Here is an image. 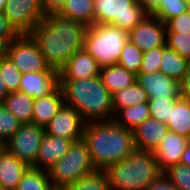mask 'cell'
Listing matches in <instances>:
<instances>
[{
    "label": "cell",
    "mask_w": 190,
    "mask_h": 190,
    "mask_svg": "<svg viewBox=\"0 0 190 190\" xmlns=\"http://www.w3.org/2000/svg\"><path fill=\"white\" fill-rule=\"evenodd\" d=\"M87 27L59 13H50L30 32L47 64L59 72L77 51L84 48Z\"/></svg>",
    "instance_id": "6da1fadb"
},
{
    "label": "cell",
    "mask_w": 190,
    "mask_h": 190,
    "mask_svg": "<svg viewBox=\"0 0 190 190\" xmlns=\"http://www.w3.org/2000/svg\"><path fill=\"white\" fill-rule=\"evenodd\" d=\"M83 140L88 145L96 170H106L136 150L133 130L118 125L114 120L87 122Z\"/></svg>",
    "instance_id": "7a4b0ae2"
},
{
    "label": "cell",
    "mask_w": 190,
    "mask_h": 190,
    "mask_svg": "<svg viewBox=\"0 0 190 190\" xmlns=\"http://www.w3.org/2000/svg\"><path fill=\"white\" fill-rule=\"evenodd\" d=\"M65 105L74 108L85 122L112 121V94L100 75L79 80H59Z\"/></svg>",
    "instance_id": "3957f363"
},
{
    "label": "cell",
    "mask_w": 190,
    "mask_h": 190,
    "mask_svg": "<svg viewBox=\"0 0 190 190\" xmlns=\"http://www.w3.org/2000/svg\"><path fill=\"white\" fill-rule=\"evenodd\" d=\"M111 190H145L163 172L153 152L135 150L105 170Z\"/></svg>",
    "instance_id": "277c9868"
},
{
    "label": "cell",
    "mask_w": 190,
    "mask_h": 190,
    "mask_svg": "<svg viewBox=\"0 0 190 190\" xmlns=\"http://www.w3.org/2000/svg\"><path fill=\"white\" fill-rule=\"evenodd\" d=\"M127 42V31L112 24H93L87 27L84 48L101 68L117 64Z\"/></svg>",
    "instance_id": "5b68a950"
},
{
    "label": "cell",
    "mask_w": 190,
    "mask_h": 190,
    "mask_svg": "<svg viewBox=\"0 0 190 190\" xmlns=\"http://www.w3.org/2000/svg\"><path fill=\"white\" fill-rule=\"evenodd\" d=\"M96 171L87 143L81 139L73 142L68 153L47 171L56 190L73 184Z\"/></svg>",
    "instance_id": "8992f818"
},
{
    "label": "cell",
    "mask_w": 190,
    "mask_h": 190,
    "mask_svg": "<svg viewBox=\"0 0 190 190\" xmlns=\"http://www.w3.org/2000/svg\"><path fill=\"white\" fill-rule=\"evenodd\" d=\"M94 10L95 24H112L127 32L148 16L136 0H94Z\"/></svg>",
    "instance_id": "52a82bcc"
},
{
    "label": "cell",
    "mask_w": 190,
    "mask_h": 190,
    "mask_svg": "<svg viewBox=\"0 0 190 190\" xmlns=\"http://www.w3.org/2000/svg\"><path fill=\"white\" fill-rule=\"evenodd\" d=\"M8 57L22 74L28 72H57L47 64L38 44L30 34L18 35L10 43Z\"/></svg>",
    "instance_id": "ba28073f"
},
{
    "label": "cell",
    "mask_w": 190,
    "mask_h": 190,
    "mask_svg": "<svg viewBox=\"0 0 190 190\" xmlns=\"http://www.w3.org/2000/svg\"><path fill=\"white\" fill-rule=\"evenodd\" d=\"M44 134L45 128L34 123L21 124L4 148L27 166L34 167Z\"/></svg>",
    "instance_id": "9c48e42d"
},
{
    "label": "cell",
    "mask_w": 190,
    "mask_h": 190,
    "mask_svg": "<svg viewBox=\"0 0 190 190\" xmlns=\"http://www.w3.org/2000/svg\"><path fill=\"white\" fill-rule=\"evenodd\" d=\"M3 13L19 35L30 34L45 17L40 0H7Z\"/></svg>",
    "instance_id": "30bf717a"
},
{
    "label": "cell",
    "mask_w": 190,
    "mask_h": 190,
    "mask_svg": "<svg viewBox=\"0 0 190 190\" xmlns=\"http://www.w3.org/2000/svg\"><path fill=\"white\" fill-rule=\"evenodd\" d=\"M166 24L155 16H148L131 31L128 40L143 53L159 46H166Z\"/></svg>",
    "instance_id": "8fae6325"
},
{
    "label": "cell",
    "mask_w": 190,
    "mask_h": 190,
    "mask_svg": "<svg viewBox=\"0 0 190 190\" xmlns=\"http://www.w3.org/2000/svg\"><path fill=\"white\" fill-rule=\"evenodd\" d=\"M85 124L74 108L64 104L45 127V133L76 142L83 139Z\"/></svg>",
    "instance_id": "7c38bea8"
},
{
    "label": "cell",
    "mask_w": 190,
    "mask_h": 190,
    "mask_svg": "<svg viewBox=\"0 0 190 190\" xmlns=\"http://www.w3.org/2000/svg\"><path fill=\"white\" fill-rule=\"evenodd\" d=\"M136 81L146 91L148 98L181 97L180 82L163 74L161 71L139 73Z\"/></svg>",
    "instance_id": "4fadbf2b"
},
{
    "label": "cell",
    "mask_w": 190,
    "mask_h": 190,
    "mask_svg": "<svg viewBox=\"0 0 190 190\" xmlns=\"http://www.w3.org/2000/svg\"><path fill=\"white\" fill-rule=\"evenodd\" d=\"M190 139L178 133L168 131L161 143L153 151L159 169L164 172L180 163L183 151Z\"/></svg>",
    "instance_id": "5bb4252c"
},
{
    "label": "cell",
    "mask_w": 190,
    "mask_h": 190,
    "mask_svg": "<svg viewBox=\"0 0 190 190\" xmlns=\"http://www.w3.org/2000/svg\"><path fill=\"white\" fill-rule=\"evenodd\" d=\"M100 67L96 60L83 48L75 52L59 71V80H79L96 77Z\"/></svg>",
    "instance_id": "9a60e30c"
},
{
    "label": "cell",
    "mask_w": 190,
    "mask_h": 190,
    "mask_svg": "<svg viewBox=\"0 0 190 190\" xmlns=\"http://www.w3.org/2000/svg\"><path fill=\"white\" fill-rule=\"evenodd\" d=\"M168 131L167 124L151 117L146 119L142 124L133 129L136 150L153 152Z\"/></svg>",
    "instance_id": "2e32d148"
},
{
    "label": "cell",
    "mask_w": 190,
    "mask_h": 190,
    "mask_svg": "<svg viewBox=\"0 0 190 190\" xmlns=\"http://www.w3.org/2000/svg\"><path fill=\"white\" fill-rule=\"evenodd\" d=\"M73 140H67L56 136L44 134L34 168L48 171L57 161L64 157Z\"/></svg>",
    "instance_id": "e0dca14e"
},
{
    "label": "cell",
    "mask_w": 190,
    "mask_h": 190,
    "mask_svg": "<svg viewBox=\"0 0 190 190\" xmlns=\"http://www.w3.org/2000/svg\"><path fill=\"white\" fill-rule=\"evenodd\" d=\"M59 85V72H28L22 74L19 91L34 99L46 96Z\"/></svg>",
    "instance_id": "ac0fdd59"
},
{
    "label": "cell",
    "mask_w": 190,
    "mask_h": 190,
    "mask_svg": "<svg viewBox=\"0 0 190 190\" xmlns=\"http://www.w3.org/2000/svg\"><path fill=\"white\" fill-rule=\"evenodd\" d=\"M64 104L63 91L58 85L48 95L34 99L32 123L45 128Z\"/></svg>",
    "instance_id": "d6986e66"
},
{
    "label": "cell",
    "mask_w": 190,
    "mask_h": 190,
    "mask_svg": "<svg viewBox=\"0 0 190 190\" xmlns=\"http://www.w3.org/2000/svg\"><path fill=\"white\" fill-rule=\"evenodd\" d=\"M29 168L5 148L0 151V186L15 190Z\"/></svg>",
    "instance_id": "ffe728a7"
},
{
    "label": "cell",
    "mask_w": 190,
    "mask_h": 190,
    "mask_svg": "<svg viewBox=\"0 0 190 190\" xmlns=\"http://www.w3.org/2000/svg\"><path fill=\"white\" fill-rule=\"evenodd\" d=\"M99 75L103 85L111 94L131 86L137 79V75L119 64L101 67Z\"/></svg>",
    "instance_id": "44dd1931"
},
{
    "label": "cell",
    "mask_w": 190,
    "mask_h": 190,
    "mask_svg": "<svg viewBox=\"0 0 190 190\" xmlns=\"http://www.w3.org/2000/svg\"><path fill=\"white\" fill-rule=\"evenodd\" d=\"M34 98L20 92L9 93L3 100V105L10 111L22 124L32 123Z\"/></svg>",
    "instance_id": "7402d4cb"
},
{
    "label": "cell",
    "mask_w": 190,
    "mask_h": 190,
    "mask_svg": "<svg viewBox=\"0 0 190 190\" xmlns=\"http://www.w3.org/2000/svg\"><path fill=\"white\" fill-rule=\"evenodd\" d=\"M58 13L79 21L86 27L95 24L94 0H66Z\"/></svg>",
    "instance_id": "603a6c76"
},
{
    "label": "cell",
    "mask_w": 190,
    "mask_h": 190,
    "mask_svg": "<svg viewBox=\"0 0 190 190\" xmlns=\"http://www.w3.org/2000/svg\"><path fill=\"white\" fill-rule=\"evenodd\" d=\"M169 131L178 133L190 139V102L179 97L171 107V114L167 123Z\"/></svg>",
    "instance_id": "cb8c5ba5"
},
{
    "label": "cell",
    "mask_w": 190,
    "mask_h": 190,
    "mask_svg": "<svg viewBox=\"0 0 190 190\" xmlns=\"http://www.w3.org/2000/svg\"><path fill=\"white\" fill-rule=\"evenodd\" d=\"M146 91L136 81L131 86L121 89L112 94V106L114 115L121 109L139 103L148 102Z\"/></svg>",
    "instance_id": "d4e9b609"
},
{
    "label": "cell",
    "mask_w": 190,
    "mask_h": 190,
    "mask_svg": "<svg viewBox=\"0 0 190 190\" xmlns=\"http://www.w3.org/2000/svg\"><path fill=\"white\" fill-rule=\"evenodd\" d=\"M148 118H150V110L148 102H145L119 110L113 120L118 125L133 130Z\"/></svg>",
    "instance_id": "484cf974"
},
{
    "label": "cell",
    "mask_w": 190,
    "mask_h": 190,
    "mask_svg": "<svg viewBox=\"0 0 190 190\" xmlns=\"http://www.w3.org/2000/svg\"><path fill=\"white\" fill-rule=\"evenodd\" d=\"M189 61L174 50L166 47L163 50L159 71L179 82L184 78Z\"/></svg>",
    "instance_id": "4316f807"
},
{
    "label": "cell",
    "mask_w": 190,
    "mask_h": 190,
    "mask_svg": "<svg viewBox=\"0 0 190 190\" xmlns=\"http://www.w3.org/2000/svg\"><path fill=\"white\" fill-rule=\"evenodd\" d=\"M15 190H56L46 170L29 167Z\"/></svg>",
    "instance_id": "83f0119b"
},
{
    "label": "cell",
    "mask_w": 190,
    "mask_h": 190,
    "mask_svg": "<svg viewBox=\"0 0 190 190\" xmlns=\"http://www.w3.org/2000/svg\"><path fill=\"white\" fill-rule=\"evenodd\" d=\"M61 190H111L105 170H96Z\"/></svg>",
    "instance_id": "f1b7e54d"
},
{
    "label": "cell",
    "mask_w": 190,
    "mask_h": 190,
    "mask_svg": "<svg viewBox=\"0 0 190 190\" xmlns=\"http://www.w3.org/2000/svg\"><path fill=\"white\" fill-rule=\"evenodd\" d=\"M144 53L138 49L129 40L121 50L120 58L117 64L121 65L128 71L138 75L141 68V63Z\"/></svg>",
    "instance_id": "f546056e"
},
{
    "label": "cell",
    "mask_w": 190,
    "mask_h": 190,
    "mask_svg": "<svg viewBox=\"0 0 190 190\" xmlns=\"http://www.w3.org/2000/svg\"><path fill=\"white\" fill-rule=\"evenodd\" d=\"M0 72L7 92L19 91L22 73L9 57L0 60Z\"/></svg>",
    "instance_id": "4dcf8cb0"
},
{
    "label": "cell",
    "mask_w": 190,
    "mask_h": 190,
    "mask_svg": "<svg viewBox=\"0 0 190 190\" xmlns=\"http://www.w3.org/2000/svg\"><path fill=\"white\" fill-rule=\"evenodd\" d=\"M177 99L178 98H149L150 117L167 124L171 114V107H173Z\"/></svg>",
    "instance_id": "1f68e13d"
},
{
    "label": "cell",
    "mask_w": 190,
    "mask_h": 190,
    "mask_svg": "<svg viewBox=\"0 0 190 190\" xmlns=\"http://www.w3.org/2000/svg\"><path fill=\"white\" fill-rule=\"evenodd\" d=\"M186 11L187 0H164L151 15L166 23L169 19Z\"/></svg>",
    "instance_id": "d6a6232c"
},
{
    "label": "cell",
    "mask_w": 190,
    "mask_h": 190,
    "mask_svg": "<svg viewBox=\"0 0 190 190\" xmlns=\"http://www.w3.org/2000/svg\"><path fill=\"white\" fill-rule=\"evenodd\" d=\"M21 122L0 103V142L4 145L20 128Z\"/></svg>",
    "instance_id": "836d02e7"
},
{
    "label": "cell",
    "mask_w": 190,
    "mask_h": 190,
    "mask_svg": "<svg viewBox=\"0 0 190 190\" xmlns=\"http://www.w3.org/2000/svg\"><path fill=\"white\" fill-rule=\"evenodd\" d=\"M163 174L178 190H190V167L179 163L169 167Z\"/></svg>",
    "instance_id": "e575fe53"
},
{
    "label": "cell",
    "mask_w": 190,
    "mask_h": 190,
    "mask_svg": "<svg viewBox=\"0 0 190 190\" xmlns=\"http://www.w3.org/2000/svg\"><path fill=\"white\" fill-rule=\"evenodd\" d=\"M166 46L190 61V33H166Z\"/></svg>",
    "instance_id": "d590c367"
},
{
    "label": "cell",
    "mask_w": 190,
    "mask_h": 190,
    "mask_svg": "<svg viewBox=\"0 0 190 190\" xmlns=\"http://www.w3.org/2000/svg\"><path fill=\"white\" fill-rule=\"evenodd\" d=\"M167 46H159L145 52L143 55L139 73H150L159 71L163 50Z\"/></svg>",
    "instance_id": "8d00e7d4"
},
{
    "label": "cell",
    "mask_w": 190,
    "mask_h": 190,
    "mask_svg": "<svg viewBox=\"0 0 190 190\" xmlns=\"http://www.w3.org/2000/svg\"><path fill=\"white\" fill-rule=\"evenodd\" d=\"M166 33H190V13H181L169 19L166 23Z\"/></svg>",
    "instance_id": "74e56055"
},
{
    "label": "cell",
    "mask_w": 190,
    "mask_h": 190,
    "mask_svg": "<svg viewBox=\"0 0 190 190\" xmlns=\"http://www.w3.org/2000/svg\"><path fill=\"white\" fill-rule=\"evenodd\" d=\"M18 35L15 29L10 25L3 11H0V37L4 39H15Z\"/></svg>",
    "instance_id": "f35d334b"
},
{
    "label": "cell",
    "mask_w": 190,
    "mask_h": 190,
    "mask_svg": "<svg viewBox=\"0 0 190 190\" xmlns=\"http://www.w3.org/2000/svg\"><path fill=\"white\" fill-rule=\"evenodd\" d=\"M145 190H178L176 186L162 173L151 182Z\"/></svg>",
    "instance_id": "ab89813d"
},
{
    "label": "cell",
    "mask_w": 190,
    "mask_h": 190,
    "mask_svg": "<svg viewBox=\"0 0 190 190\" xmlns=\"http://www.w3.org/2000/svg\"><path fill=\"white\" fill-rule=\"evenodd\" d=\"M66 0H40L44 15L58 13Z\"/></svg>",
    "instance_id": "60d3db41"
},
{
    "label": "cell",
    "mask_w": 190,
    "mask_h": 190,
    "mask_svg": "<svg viewBox=\"0 0 190 190\" xmlns=\"http://www.w3.org/2000/svg\"><path fill=\"white\" fill-rule=\"evenodd\" d=\"M180 86L181 96L190 102V61L184 74V78L180 82Z\"/></svg>",
    "instance_id": "b9f144b4"
},
{
    "label": "cell",
    "mask_w": 190,
    "mask_h": 190,
    "mask_svg": "<svg viewBox=\"0 0 190 190\" xmlns=\"http://www.w3.org/2000/svg\"><path fill=\"white\" fill-rule=\"evenodd\" d=\"M136 2L148 13L152 14L164 0H136Z\"/></svg>",
    "instance_id": "7bdbcfd3"
},
{
    "label": "cell",
    "mask_w": 190,
    "mask_h": 190,
    "mask_svg": "<svg viewBox=\"0 0 190 190\" xmlns=\"http://www.w3.org/2000/svg\"><path fill=\"white\" fill-rule=\"evenodd\" d=\"M13 40L14 39H4L0 37V60L8 57L9 45Z\"/></svg>",
    "instance_id": "ee69618b"
},
{
    "label": "cell",
    "mask_w": 190,
    "mask_h": 190,
    "mask_svg": "<svg viewBox=\"0 0 190 190\" xmlns=\"http://www.w3.org/2000/svg\"><path fill=\"white\" fill-rule=\"evenodd\" d=\"M181 164H184L188 167H190V141L189 143L186 145L185 150L183 151V154L181 156V160H180Z\"/></svg>",
    "instance_id": "f6af8a7d"
},
{
    "label": "cell",
    "mask_w": 190,
    "mask_h": 190,
    "mask_svg": "<svg viewBox=\"0 0 190 190\" xmlns=\"http://www.w3.org/2000/svg\"><path fill=\"white\" fill-rule=\"evenodd\" d=\"M7 89L5 88V84L3 82V78L0 72V103H3L4 98L8 95Z\"/></svg>",
    "instance_id": "bcb514c9"
},
{
    "label": "cell",
    "mask_w": 190,
    "mask_h": 190,
    "mask_svg": "<svg viewBox=\"0 0 190 190\" xmlns=\"http://www.w3.org/2000/svg\"><path fill=\"white\" fill-rule=\"evenodd\" d=\"M7 0H0V11H3Z\"/></svg>",
    "instance_id": "7dc6e473"
},
{
    "label": "cell",
    "mask_w": 190,
    "mask_h": 190,
    "mask_svg": "<svg viewBox=\"0 0 190 190\" xmlns=\"http://www.w3.org/2000/svg\"><path fill=\"white\" fill-rule=\"evenodd\" d=\"M187 11L190 13V0H187Z\"/></svg>",
    "instance_id": "c3c4849f"
},
{
    "label": "cell",
    "mask_w": 190,
    "mask_h": 190,
    "mask_svg": "<svg viewBox=\"0 0 190 190\" xmlns=\"http://www.w3.org/2000/svg\"><path fill=\"white\" fill-rule=\"evenodd\" d=\"M4 148V145L0 142V151Z\"/></svg>",
    "instance_id": "681fc988"
},
{
    "label": "cell",
    "mask_w": 190,
    "mask_h": 190,
    "mask_svg": "<svg viewBox=\"0 0 190 190\" xmlns=\"http://www.w3.org/2000/svg\"><path fill=\"white\" fill-rule=\"evenodd\" d=\"M0 190H11L0 186Z\"/></svg>",
    "instance_id": "f907efd6"
}]
</instances>
